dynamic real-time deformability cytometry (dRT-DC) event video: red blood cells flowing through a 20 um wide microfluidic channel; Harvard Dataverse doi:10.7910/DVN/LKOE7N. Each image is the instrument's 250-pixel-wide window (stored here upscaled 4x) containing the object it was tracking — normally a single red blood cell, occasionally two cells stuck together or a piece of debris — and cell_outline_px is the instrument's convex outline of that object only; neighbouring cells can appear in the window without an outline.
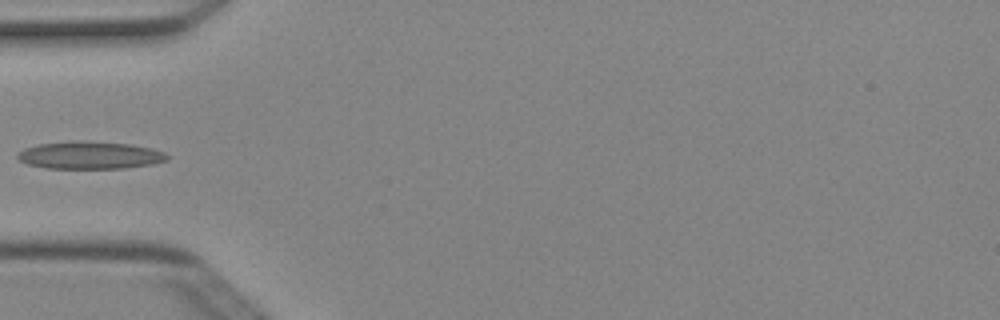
{"species": "Egyptian fruit bat (a non-hibernating species)", "species_latin": "Rousettus aegyptiacus", "temperature_condition": "cold", "stored_images_in_passage": 1, "camera_frame_rate_fps": 3000, "um_per_image_px": 0.085, "animal": {"sex": "female"}, "frame": {"image": 1, "passage_image": 1, "time_ms": 0.0, "image_size_px": [1000, 320], "cell_outline_px": [[168, 160], [152, 164], [124, 168], [44, 168], [28, 164], [20, 160], [16, 156], [16, 152], [24, 148], [36, 144], [72, 140], [80, 140], [128, 144], [152, 148], [164, 152], [168, 156]], "centroid_in_image_um": [7.59, 13.18], "position_along_channel_um": 77.4, "area_um2": 24.16}}